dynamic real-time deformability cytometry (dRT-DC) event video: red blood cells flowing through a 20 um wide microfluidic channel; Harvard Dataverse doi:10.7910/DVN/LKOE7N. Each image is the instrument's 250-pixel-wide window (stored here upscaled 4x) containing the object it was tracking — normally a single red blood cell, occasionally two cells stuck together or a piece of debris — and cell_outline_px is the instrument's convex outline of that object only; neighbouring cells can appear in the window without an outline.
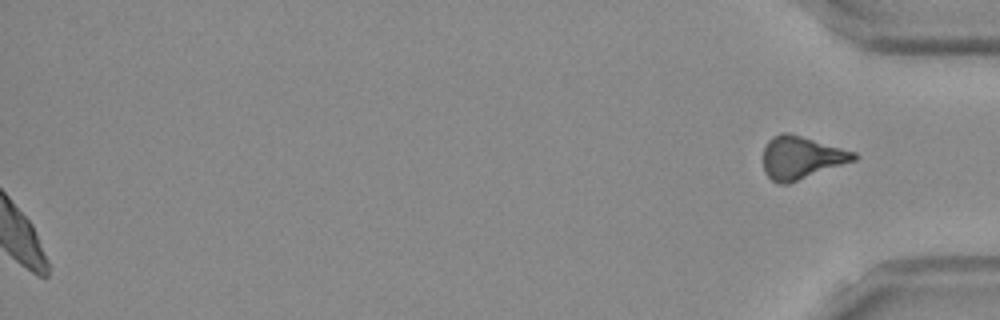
{"species": "Egyptian fruit bat (a non-hibernating species)", "species_latin": "Rousettus aegyptiacus", "temperature_condition": "room temperature", "stored_images_in_passage": 51, "segment_of_instrument_passage": [2, 2], "camera_frame_rate_fps": 3000, "um_per_image_px": 0.085, "frame": {"image": 1, "passage_image": 51, "time_ms": 16.667, "image_size_px": [1000, 320], "cell_outline_px": [[860, 156], [856, 160], [788, 184], [780, 184], [772, 180], [764, 172], [764, 148], [768, 140], [772, 136], [780, 132], [788, 132], [856, 152]], "centroid_in_image_um": [68.11, 13.39], "position_along_channel_um": 367.1, "area_um2": 22.66}}